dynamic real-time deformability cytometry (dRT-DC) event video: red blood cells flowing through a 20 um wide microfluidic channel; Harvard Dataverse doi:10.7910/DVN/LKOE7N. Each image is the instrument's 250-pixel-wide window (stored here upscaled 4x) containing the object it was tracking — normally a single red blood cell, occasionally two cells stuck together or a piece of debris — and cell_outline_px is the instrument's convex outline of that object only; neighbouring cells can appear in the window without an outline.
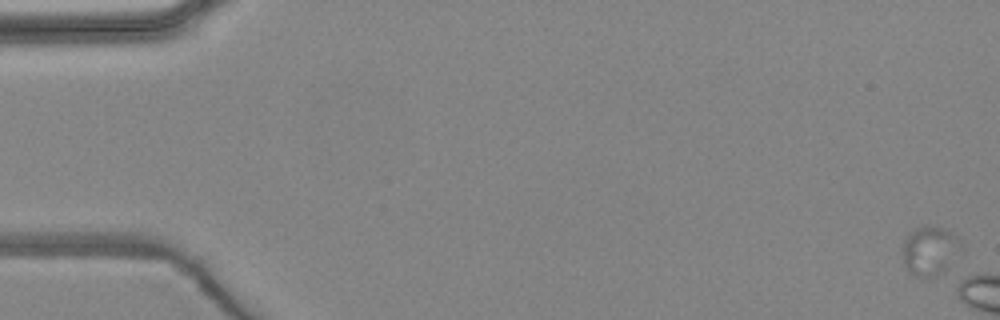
{"species": "common noctule bat (a hibernating species)", "species_latin": "Nyctalus noctula", "temperature_condition": "warm", "stored_images_in_passage": 3, "camera_frame_rate_fps": 3000, "um_per_image_px": 0.085, "animal": {"sex": "female", "body_mass_g": 24.6, "forearm_length_mm": 56.2}, "frame": {"image": 1, "passage_image": 1, "time_ms": 0.0, "image_size_px": [1000, 320], "cell_outline_px": [[964, 248], [960, 256], [944, 272], [924, 280], [920, 280], [908, 272], [904, 268], [900, 252], [904, 240], [908, 232], [924, 224], [944, 228], [960, 236]], "centroid_in_image_um": [79.06, 21.34], "position_along_channel_um": 5.9, "area_um2": 18.26}}